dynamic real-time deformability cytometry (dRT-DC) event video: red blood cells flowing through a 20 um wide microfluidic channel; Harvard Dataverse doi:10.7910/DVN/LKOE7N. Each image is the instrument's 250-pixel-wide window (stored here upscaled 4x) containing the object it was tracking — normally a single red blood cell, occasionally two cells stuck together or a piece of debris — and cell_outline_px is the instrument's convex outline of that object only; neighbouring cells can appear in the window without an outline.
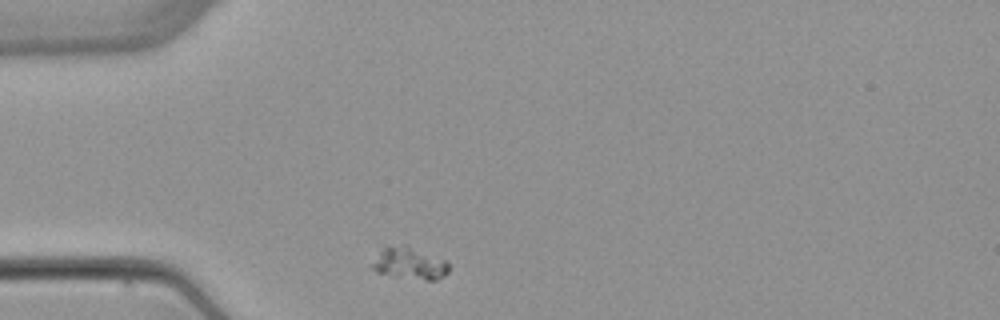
{"species": "common noctule bat (a hibernating species)", "species_latin": "Nyctalus noctula", "temperature_condition": "warm", "stored_images_in_passage": 1, "camera_frame_rate_fps": 3000, "um_per_image_px": 0.085, "animal": {"sex": "female", "body_mass_g": 22.7, "forearm_length_mm": 54.2}, "frame": {"image": 1, "passage_image": 1, "time_ms": 0.0, "image_size_px": [1000, 320], "cell_outline_px": [[448, 272], [444, 276], [436, 280], [428, 280], [396, 276], [376, 272], [372, 268], [372, 264], [384, 244], [404, 244], [444, 260], [448, 264]], "centroid_in_image_um": [34.77, 22.36], "position_along_channel_um": 50.2, "area_um2": 14.16}}